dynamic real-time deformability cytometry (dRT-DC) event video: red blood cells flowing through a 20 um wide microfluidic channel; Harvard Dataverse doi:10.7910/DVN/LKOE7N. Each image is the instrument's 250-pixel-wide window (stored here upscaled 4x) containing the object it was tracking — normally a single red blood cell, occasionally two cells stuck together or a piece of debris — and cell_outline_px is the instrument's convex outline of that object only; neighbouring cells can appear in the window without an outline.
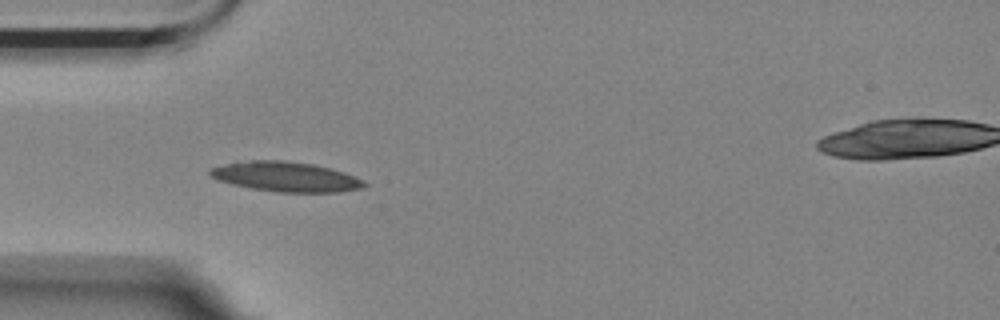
{"species": "Egyptian fruit bat (a non-hibernating species)", "species_latin": "Rousettus aegyptiacus", "temperature_condition": "room temperature", "stored_images_in_passage": 4, "camera_frame_rate_fps": 3000, "um_per_image_px": 0.085, "animal": {"sex": "female"}, "frame": {"image": 1, "passage_image": 3, "time_ms": 3.333, "image_size_px": [1000, 320], "cell_outline_px": [[368, 184], [364, 188], [340, 192], [276, 192], [252, 188], [232, 184], [216, 180], [208, 176], [208, 168], [236, 160], [284, 160], [312, 164], [332, 168], [356, 176], [364, 180]], "centroid_in_image_um": [24.25, 15.01], "position_along_channel_um": 60.7, "area_um2": 27.46}}
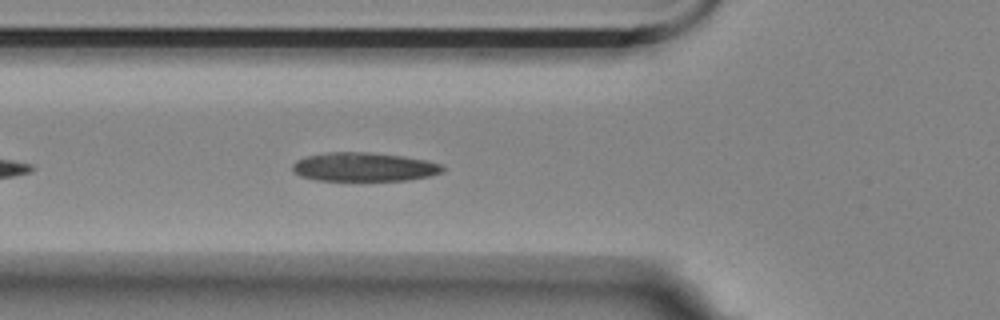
{"frame": {"image": 2, "passage_image": 4, "time_ms": 4.333, "image_size_px": [1000, 320], "cell_outline_px": [[444, 172], [428, 176], [408, 180], [316, 180], [300, 176], [292, 168], [292, 164], [296, 160], [304, 156], [328, 152], [368, 152], [404, 156], [428, 160], [440, 164], [444, 168]], "centroid_in_image_um": [30.94, 14.18], "position_along_channel_um": 94.9, "area_um2": 25.26}}